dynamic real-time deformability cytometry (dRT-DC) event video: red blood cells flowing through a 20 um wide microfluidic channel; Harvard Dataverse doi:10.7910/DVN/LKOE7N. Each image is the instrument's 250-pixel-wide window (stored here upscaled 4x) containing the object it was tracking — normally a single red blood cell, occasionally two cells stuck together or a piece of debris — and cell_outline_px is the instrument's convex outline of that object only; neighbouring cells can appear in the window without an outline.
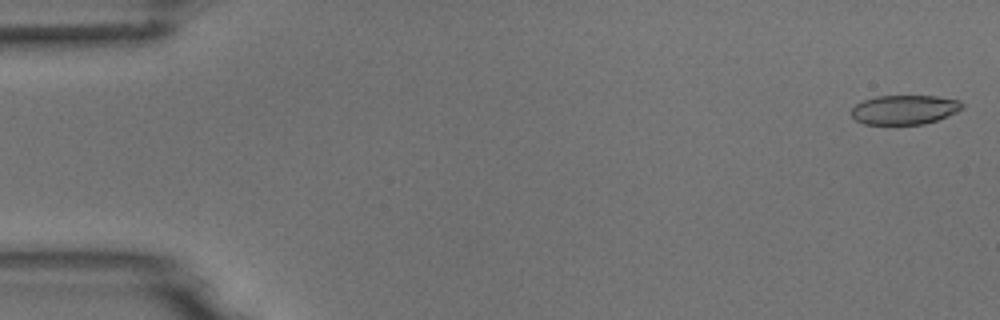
{"species": "common noctule bat (a hibernating species)", "species_latin": "Nyctalus noctula", "temperature_condition": "room temperature", "stored_images_in_passage": 50, "camera_frame_rate_fps": 3000, "um_per_image_px": 0.085, "animal": {"sex": "male", "body_mass_g": 18.8}, "frame": {"image": 1, "passage_image": 1, "time_ms": 0.0, "image_size_px": [1000, 320], "cell_outline_px": [[964, 108], [956, 112], [936, 120], [924, 124], [864, 124], [856, 120], [852, 116], [852, 108], [856, 104], [864, 100], [876, 96], [936, 96], [960, 100], [964, 104]], "centroid_in_image_um": [76.9, 9.32], "position_along_channel_um": 8.1, "area_um2": 18.9}}
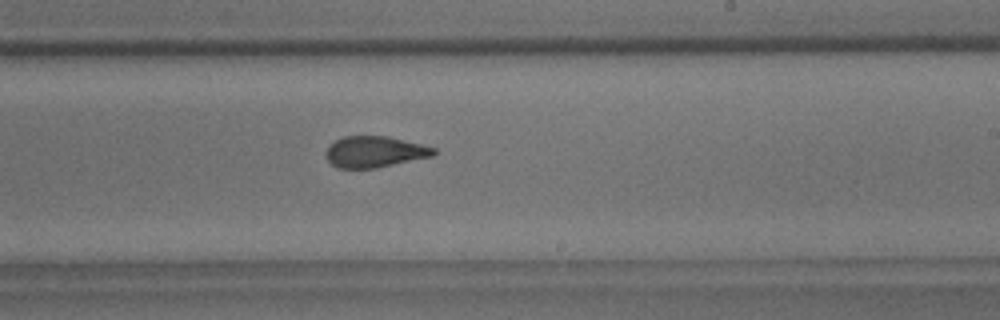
{"frame": {"image": 2, "passage_image": 32, "time_ms": 10.333, "image_size_px": [1000, 320], "cell_outline_px": [[436, 152], [432, 156], [376, 168], [336, 168], [324, 156], [324, 152], [328, 144], [344, 136], [388, 136], [436, 148]], "centroid_in_image_um": [31.79, 12.9], "position_along_channel_um": 257.2, "area_um2": 19.65}}
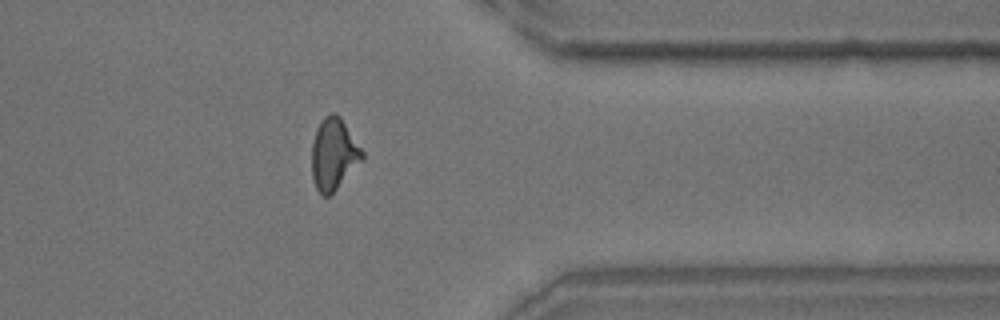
{"frame": {"image": 3, "passage_image": 43, "time_ms": 14.0, "image_size_px": [1000, 320], "cell_outline_px": [[364, 156], [336, 188], [328, 196], [324, 196], [316, 188], [312, 176], [312, 144], [316, 128], [320, 120], [324, 116], [332, 112], [336, 112], [340, 116], [364, 152]], "centroid_in_image_um": [28.33, 13.03], "position_along_channel_um": 383.1, "area_um2": 20.63}}